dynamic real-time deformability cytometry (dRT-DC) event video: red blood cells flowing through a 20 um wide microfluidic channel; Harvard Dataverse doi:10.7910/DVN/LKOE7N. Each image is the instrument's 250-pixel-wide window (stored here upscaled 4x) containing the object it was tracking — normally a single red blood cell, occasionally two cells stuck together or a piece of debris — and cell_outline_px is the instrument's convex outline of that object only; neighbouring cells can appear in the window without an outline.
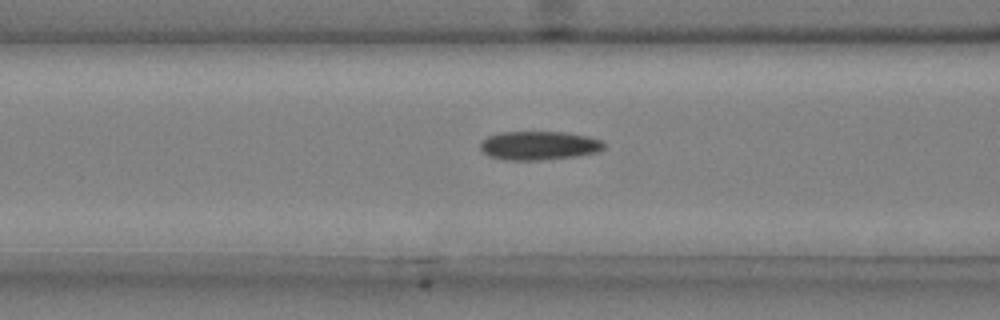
{"species": "common noctule bat (a hibernating species)", "species_latin": "Nyctalus noctula", "temperature_condition": "cold", "stored_images_in_passage": 21, "camera_frame_rate_fps": 3000, "um_per_image_px": 0.085, "animal": {"sex": "male", "body_mass_g": 20.4}, "frame": {"image": 1, "passage_image": 12, "time_ms": 3.667, "image_size_px": [1000, 320], "cell_outline_px": [[604, 148], [596, 152], [572, 156], [544, 160], [504, 160], [488, 156], [480, 148], [480, 144], [488, 136], [500, 132], [568, 132], [588, 136], [600, 140], [604, 144]], "centroid_in_image_um": [45.79, 12.37], "position_along_channel_um": 120.8, "area_um2": 20.63}}
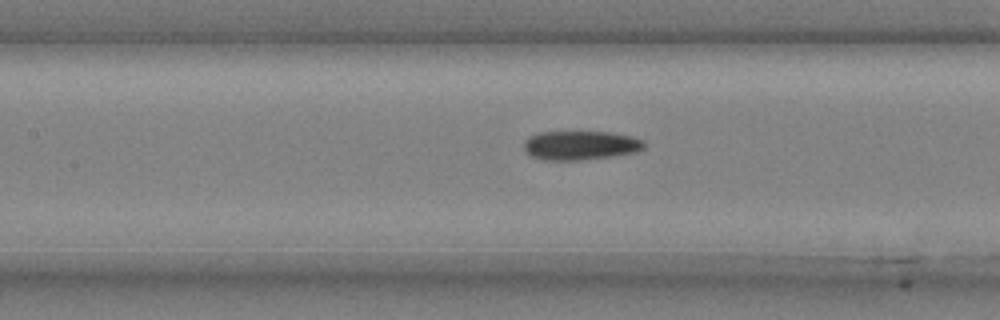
{"frame": {"image": 2, "passage_image": 15, "time_ms": 4.667, "image_size_px": [1000, 320], "cell_outline_px": [[644, 148], [636, 152], [612, 156], [580, 160], [544, 160], [532, 156], [524, 148], [524, 140], [528, 136], [540, 132], [608, 132], [632, 136], [644, 140]], "centroid_in_image_um": [49.34, 12.35], "position_along_channel_um": 158.1, "area_um2": 20.35}}
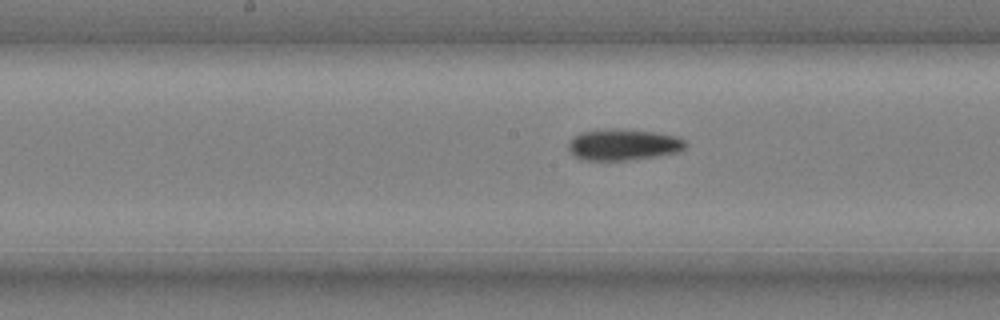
{"frame": {"image": 3, "passage_image": 18, "time_ms": 5.667, "image_size_px": [1000, 320], "cell_outline_px": [[688, 144], [680, 152], [660, 156], [628, 160], [584, 160], [576, 156], [568, 148], [568, 144], [580, 132], [652, 132], [676, 136], [684, 140]], "centroid_in_image_um": [53.07, 12.37], "position_along_channel_um": 195.1, "area_um2": 20.17}}